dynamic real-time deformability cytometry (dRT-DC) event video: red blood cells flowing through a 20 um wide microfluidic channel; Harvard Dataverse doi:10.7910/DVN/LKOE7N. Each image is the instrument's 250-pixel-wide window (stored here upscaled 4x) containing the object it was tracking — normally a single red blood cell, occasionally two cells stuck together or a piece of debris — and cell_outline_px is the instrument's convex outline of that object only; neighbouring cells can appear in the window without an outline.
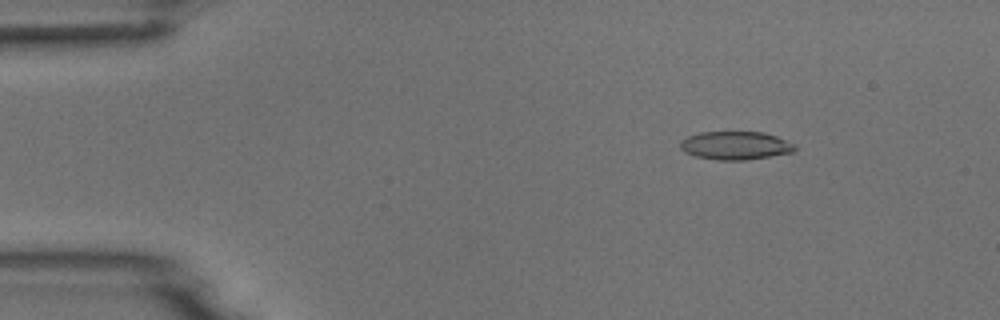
{"species": "common noctule bat (a hibernating species)", "species_latin": "Nyctalus noctula", "temperature_condition": "room temperature", "stored_images_in_passage": 5, "camera_frame_rate_fps": 3000, "um_per_image_px": 0.085, "animal": {"sex": "male", "body_mass_g": 18.8}, "frame": {"image": 1, "passage_image": 3, "time_ms": 2.0, "image_size_px": [1000, 320], "cell_outline_px": [[796, 148], [792, 152], [744, 160], [716, 160], [696, 156], [684, 152], [680, 148], [680, 140], [688, 136], [700, 132], [764, 132], [776, 136], [796, 144]], "centroid_in_image_um": [62.49, 12.36], "position_along_channel_um": 22.5, "area_um2": 18.84}}